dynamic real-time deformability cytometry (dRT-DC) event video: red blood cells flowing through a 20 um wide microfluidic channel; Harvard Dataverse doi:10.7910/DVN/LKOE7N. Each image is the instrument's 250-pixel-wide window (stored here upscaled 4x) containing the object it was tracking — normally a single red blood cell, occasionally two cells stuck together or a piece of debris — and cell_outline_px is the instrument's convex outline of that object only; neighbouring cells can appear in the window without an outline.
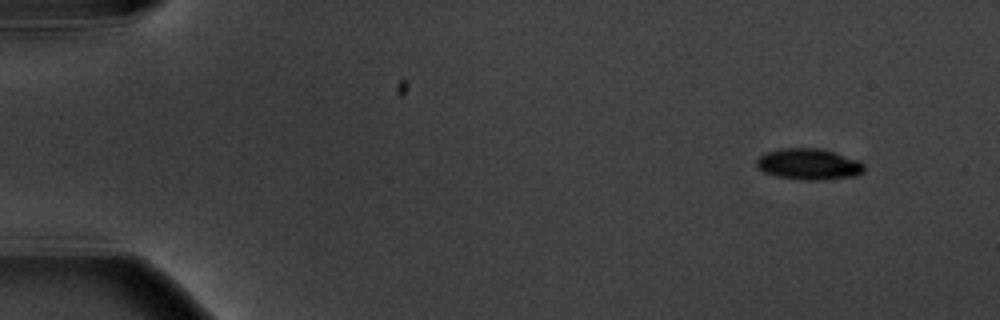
{"species": "common noctule bat (a hibernating species)", "species_latin": "Nyctalus noctula", "temperature_condition": "warm", "stored_images_in_passage": 6, "camera_frame_rate_fps": 3000, "um_per_image_px": 0.085, "animal": {"sex": "male", "body_mass_g": 20.1, "forearm_length_mm": 53.5}, "frame": {"image": 1, "passage_image": 1, "time_ms": 0.0, "image_size_px": [1000, 320], "cell_outline_px": [[864, 172], [856, 176], [816, 180], [804, 180], [776, 176], [764, 172], [756, 164], [756, 160], [764, 152], [780, 148], [820, 148], [860, 160], [864, 164]], "centroid_in_image_um": [68.75, 13.94], "position_along_channel_um": 16.2, "area_um2": 19.59}}
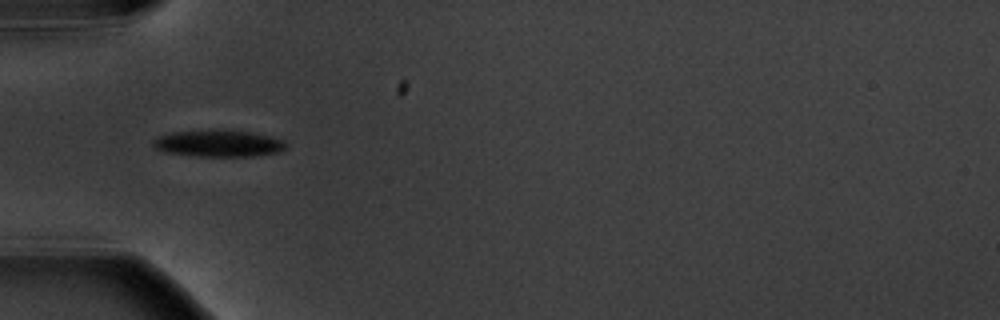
{"frame": {"image": 2, "passage_image": 4, "time_ms": 4.667, "image_size_px": [1000, 320], "cell_outline_px": [[288, 148], [276, 152], [256, 156], [196, 156], [164, 152], [156, 148], [152, 144], [152, 140], [160, 136], [172, 132], [208, 128], [216, 128], [252, 132], [272, 136], [284, 140], [288, 144]], "centroid_in_image_um": [18.59, 12.16], "position_along_channel_um": 66.4, "area_um2": 21.33}}
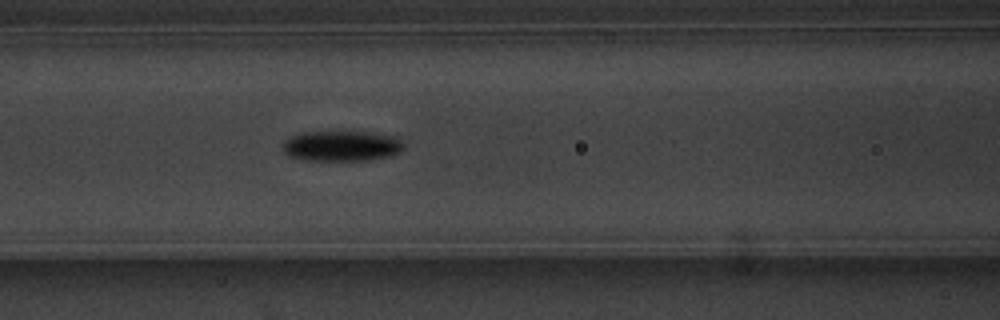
{"frame": {"image": 3, "passage_image": 6, "time_ms": 6.667, "image_size_px": [1000, 320], "cell_outline_px": [[404, 148], [400, 152], [388, 156], [368, 160], [304, 160], [288, 156], [284, 152], [284, 140], [288, 136], [304, 132], [372, 132], [396, 136], [404, 144]], "centroid_in_image_um": [29.04, 12.4], "position_along_channel_um": 137.6, "area_um2": 21.56}}